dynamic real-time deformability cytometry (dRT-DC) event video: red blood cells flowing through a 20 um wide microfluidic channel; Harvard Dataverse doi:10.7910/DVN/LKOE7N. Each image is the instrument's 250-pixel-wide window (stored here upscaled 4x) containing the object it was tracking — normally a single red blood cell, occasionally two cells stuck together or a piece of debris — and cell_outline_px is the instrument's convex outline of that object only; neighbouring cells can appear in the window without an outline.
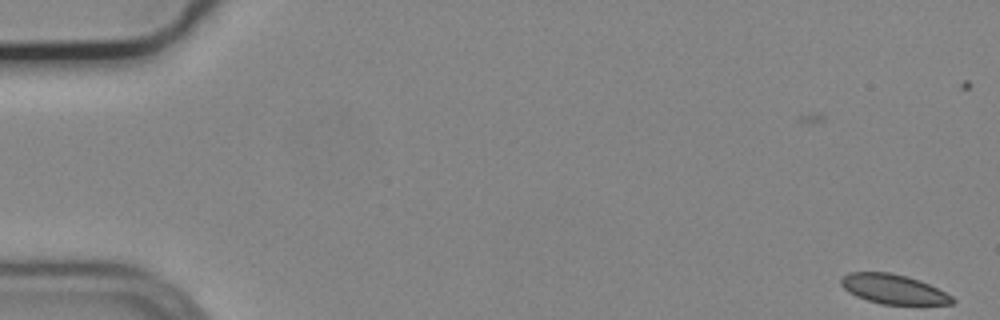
{"species": "common noctule bat (a hibernating species)", "species_latin": "Nyctalus noctula", "temperature_condition": "cold", "stored_images_in_passage": 56, "camera_frame_rate_fps": 3000, "um_per_image_px": 0.085, "animal": {"sex": "male", "body_mass_g": 19.2, "forearm_length_mm": 51.8}, "frame": {"image": 1, "passage_image": 1, "time_ms": 0.0, "image_size_px": [1000, 320], "cell_outline_px": [[956, 300], [952, 304], [884, 304], [868, 300], [856, 296], [848, 292], [840, 284], [840, 280], [848, 272], [888, 272], [908, 276], [920, 280], [952, 296]], "centroid_in_image_um": [75.92, 24.56], "position_along_channel_um": 9.1, "area_um2": 19.02}}
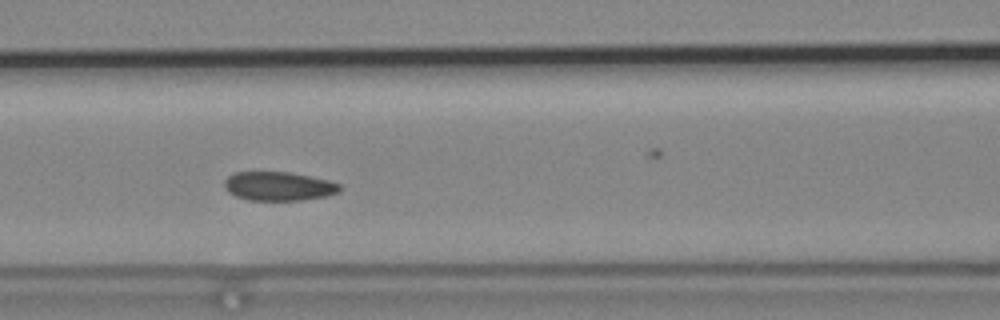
{"frame": {"image": 2, "passage_image": 24, "time_ms": 7.667, "image_size_px": [1000, 320], "cell_outline_px": [[340, 192], [328, 196], [300, 200], [248, 200], [236, 196], [228, 192], [224, 188], [224, 180], [228, 176], [236, 172], [288, 172], [328, 180], [340, 184]], "centroid_in_image_um": [23.67, 15.83], "position_along_channel_um": 142.9, "area_um2": 19.42}}
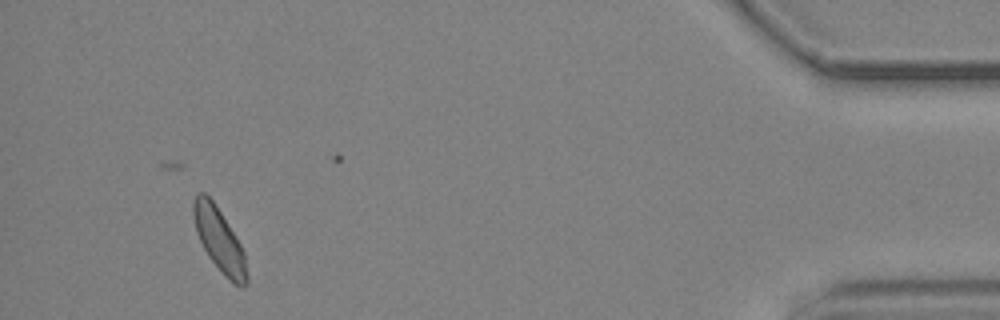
{"frame": {"image": 3, "passage_image": 52, "time_ms": 17.0, "image_size_px": [1000, 320], "cell_outline_px": [[248, 284], [244, 288], [228, 280], [224, 276], [208, 256], [196, 232], [192, 212], [192, 204], [196, 196], [200, 192], [204, 192], [212, 200], [236, 236], [244, 252], [248, 276]], "centroid_in_image_um": [18.65, 20.43], "position_along_channel_um": 416.5, "area_um2": 19.65}, "authors_computed_cell_mechanics": {"area_um2": 19.941, "velocity_mm_per_s": 3.6894, "shape_relaxation_time_tau1_ms": null, "shape_relaxation_time_tau2_ms": 9.7551, "deformation_change_tau1": null, "deformation_change_tau2": 0.1062}}